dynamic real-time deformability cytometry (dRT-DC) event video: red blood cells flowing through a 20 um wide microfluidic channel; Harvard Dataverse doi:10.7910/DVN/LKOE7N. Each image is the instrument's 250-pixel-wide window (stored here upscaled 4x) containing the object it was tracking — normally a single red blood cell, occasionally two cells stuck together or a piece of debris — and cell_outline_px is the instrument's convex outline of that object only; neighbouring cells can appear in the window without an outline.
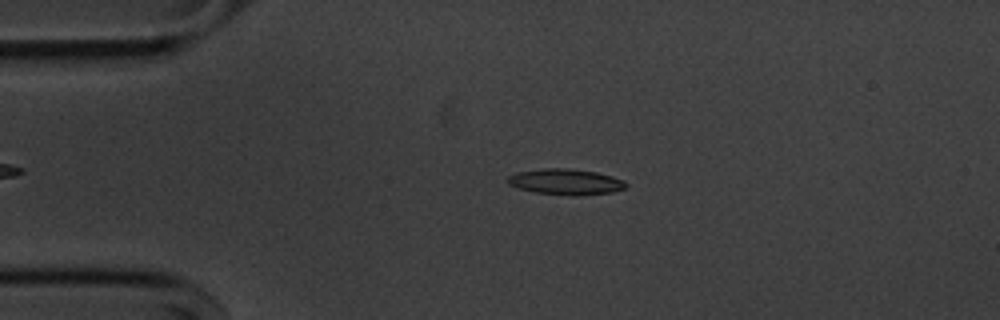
{"species": "common noctule bat (a hibernating species)", "species_latin": "Nyctalus noctula", "temperature_condition": "cold", "stored_images_in_passage": 54, "camera_frame_rate_fps": 3000, "um_per_image_px": 0.085, "animal": {"sex": "male", "body_mass_g": 20.1, "forearm_length_mm": 53.5}, "frame": {"image": 1, "passage_image": 11, "time_ms": 3.333, "image_size_px": [1000, 320], "cell_outline_px": [[628, 184], [624, 188], [612, 192], [576, 196], [572, 196], [536, 192], [516, 188], [508, 184], [508, 176], [520, 172], [544, 168], [568, 168], [596, 172], [612, 176], [624, 180]], "centroid_in_image_um": [48.1, 15.46], "position_along_channel_um": 36.9, "area_um2": 17.74}}
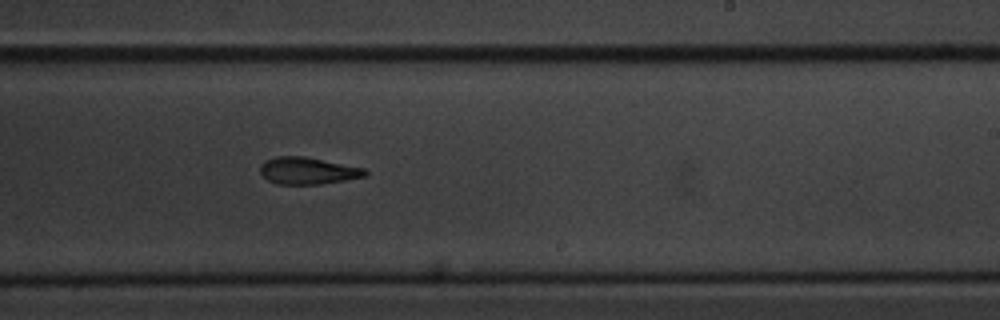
{"frame": {"image": 2, "passage_image": 32, "time_ms": 10.333, "image_size_px": [1000, 320], "cell_outline_px": [[368, 176], [320, 184], [276, 184], [268, 180], [260, 172], [260, 164], [264, 160], [276, 156], [304, 156], [364, 168], [368, 172]], "centroid_in_image_um": [26.14, 14.51], "position_along_channel_um": 262.9, "area_um2": 16.53}}
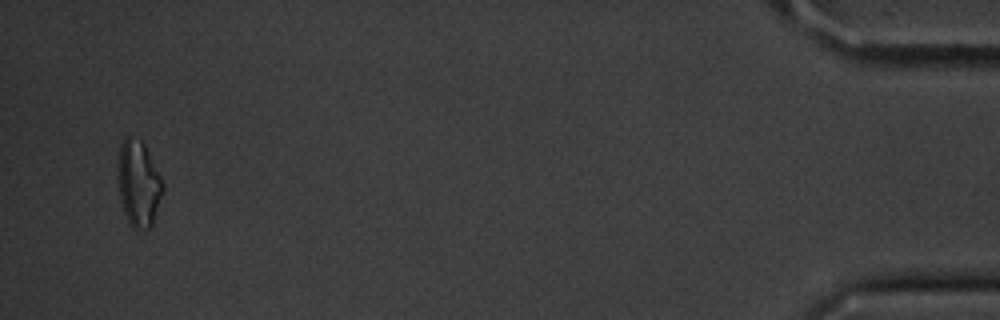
{"frame": {"image": 3, "passage_image": 52, "time_ms": 17.0, "image_size_px": [1000, 320], "cell_outline_px": [[164, 188], [152, 224], [148, 228], [136, 232], [128, 224], [120, 200], [116, 176], [116, 168], [120, 144], [124, 136], [128, 136], [140, 140], [144, 144], [164, 184]], "centroid_in_image_um": [11.73, 15.62], "position_along_channel_um": 423.5, "area_um2": 22.95}, "authors_computed_cell_mechanics": {"area_um2": 17.2822, "velocity_mm_per_s": 3.6597, "shape_relaxation_time_tau1_ms": 4.1123, "shape_relaxation_time_tau2_ms": 8.404, "deformation_change_tau1": 0.1417, "deformation_change_tau2": 0.217}}